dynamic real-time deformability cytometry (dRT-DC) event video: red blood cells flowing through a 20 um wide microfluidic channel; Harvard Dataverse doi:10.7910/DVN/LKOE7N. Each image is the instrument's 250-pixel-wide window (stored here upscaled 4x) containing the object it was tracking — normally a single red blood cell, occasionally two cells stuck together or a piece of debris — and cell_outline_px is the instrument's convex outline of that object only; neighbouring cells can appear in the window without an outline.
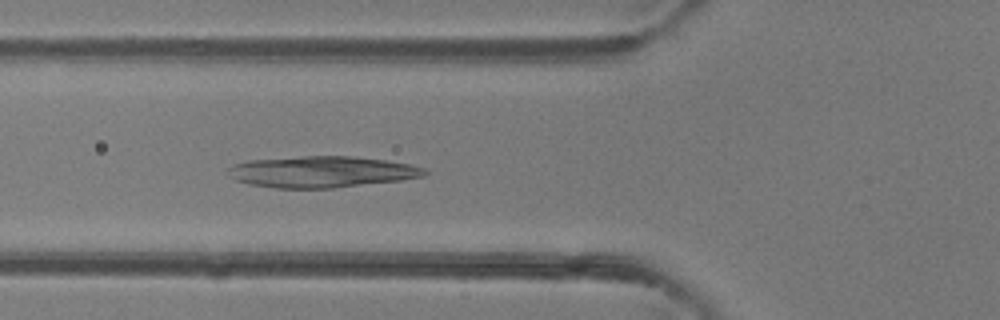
{"species": "common noctule bat (a hibernating species)", "species_latin": "Nyctalus noctula", "temperature_condition": "room temperature", "stored_images_in_passage": 30, "camera_frame_rate_fps": 3000, "um_per_image_px": 0.085, "animal": {"sex": "female"}, "frame": {"image": 1, "passage_image": 3, "time_ms": 0.667, "image_size_px": [1000, 320], "cell_outline_px": [[428, 172], [424, 176], [400, 180], [332, 188], [276, 188], [248, 184], [236, 180], [224, 172], [232, 164], [248, 160], [304, 156], [352, 156], [384, 160], [408, 164], [424, 168]], "centroid_in_image_um": [27.27, 14.6], "position_along_channel_um": 98.5, "area_um2": 35.84}}
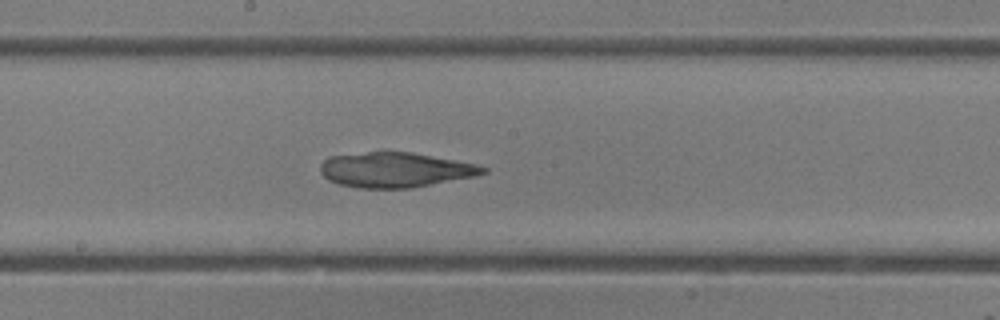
{"frame": {"image": 2, "passage_image": 11, "time_ms": 3.333, "image_size_px": [1000, 320], "cell_outline_px": [[488, 172], [476, 176], [412, 188], [360, 188], [340, 184], [328, 180], [320, 172], [320, 164], [328, 156], [384, 148], [412, 152], [456, 160], [476, 164], [488, 168]], "centroid_in_image_um": [33.57, 14.39], "position_along_channel_um": 214.6, "area_um2": 34.22}}
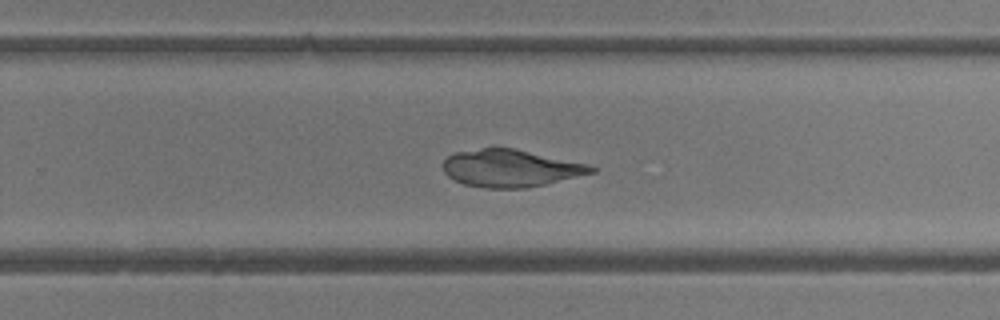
{"frame": {"image": 3, "passage_image": 16, "time_ms": 5.0, "image_size_px": [1000, 320], "cell_outline_px": [[596, 172], [528, 188], [484, 188], [464, 184], [448, 176], [444, 172], [444, 160], [452, 152], [496, 144], [588, 164], [596, 168]], "centroid_in_image_um": [43.36, 14.26], "position_along_channel_um": 286.4, "area_um2": 32.89}}